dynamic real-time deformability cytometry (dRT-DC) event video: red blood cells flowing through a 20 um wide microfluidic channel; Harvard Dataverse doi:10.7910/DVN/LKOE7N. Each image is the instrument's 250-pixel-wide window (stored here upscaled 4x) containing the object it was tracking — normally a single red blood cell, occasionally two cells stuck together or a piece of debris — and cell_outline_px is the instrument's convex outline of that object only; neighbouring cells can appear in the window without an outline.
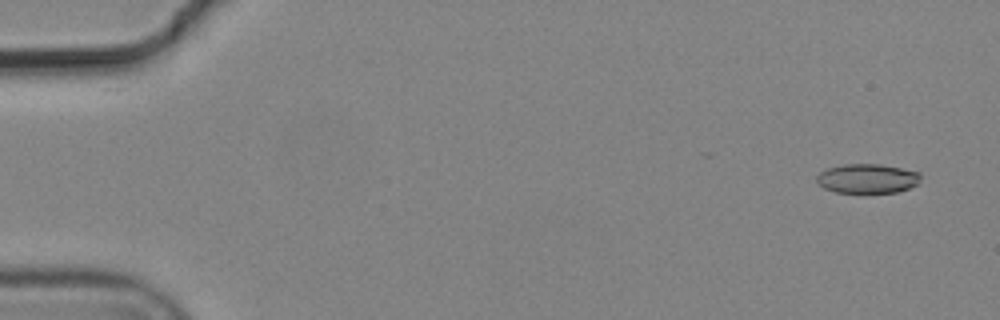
{"species": "common noctule bat (a hibernating species)", "species_latin": "Nyctalus noctula", "temperature_condition": "cold", "stored_images_in_passage": 4, "camera_frame_rate_fps": 3000, "um_per_image_px": 0.085, "animal": {"sex": "male", "body_mass_g": 19.2, "forearm_length_mm": 51.8}, "frame": {"image": 1, "passage_image": 1, "time_ms": 0.0, "image_size_px": [1000, 320], "cell_outline_px": [[920, 176], [916, 184], [908, 188], [896, 192], [836, 192], [824, 188], [816, 180], [816, 176], [820, 172], [828, 168], [844, 164], [880, 164], [920, 172]], "centroid_in_image_um": [73.7, 15.16], "position_along_channel_um": 11.3, "area_um2": 17.51}}